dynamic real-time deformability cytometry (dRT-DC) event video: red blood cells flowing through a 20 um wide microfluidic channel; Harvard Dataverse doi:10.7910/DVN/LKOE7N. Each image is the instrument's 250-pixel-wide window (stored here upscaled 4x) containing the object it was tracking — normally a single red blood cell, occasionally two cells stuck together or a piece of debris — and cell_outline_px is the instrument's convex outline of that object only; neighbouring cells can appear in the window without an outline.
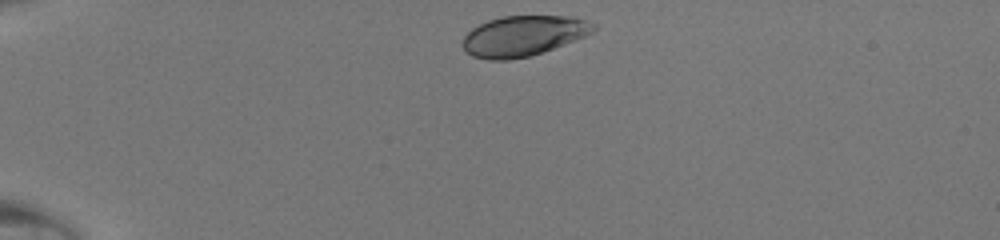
{"species": "human", "species_latin": "Homo sapiens", "temperature_condition": "room temperature", "stored_images_in_passage": 33, "camera_frame_rate_fps": 3000, "um_per_image_px": 0.085, "donor": {"sex": "male"}, "frame": {"image": 1, "passage_image": 1, "time_ms": 0.0, "image_size_px": [1000, 240], "cell_outline_px": [[596, 28], [592, 32], [576, 40], [528, 56], [508, 60], [488, 60], [472, 56], [460, 44], [464, 36], [472, 28], [488, 20], [504, 16], [568, 16], [588, 20], [596, 24]], "centroid_in_image_um": [44.46, 3.04], "position_along_channel_um": 40.5, "area_um2": 30.63}}
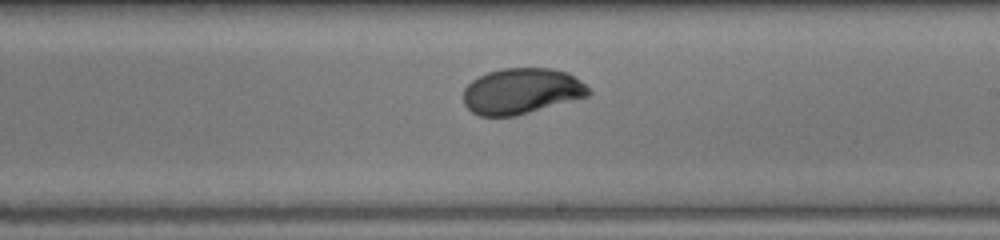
{"frame": {"image": 2, "passage_image": 19, "time_ms": 6.0, "image_size_px": [1000, 240], "cell_outline_px": [[592, 92], [588, 96], [516, 116], [480, 116], [472, 112], [464, 104], [464, 88], [472, 80], [488, 72], [504, 68], [552, 68], [568, 72], [580, 80]], "centroid_in_image_um": [44.33, 7.74], "position_along_channel_um": 244.7, "area_um2": 33.41}}
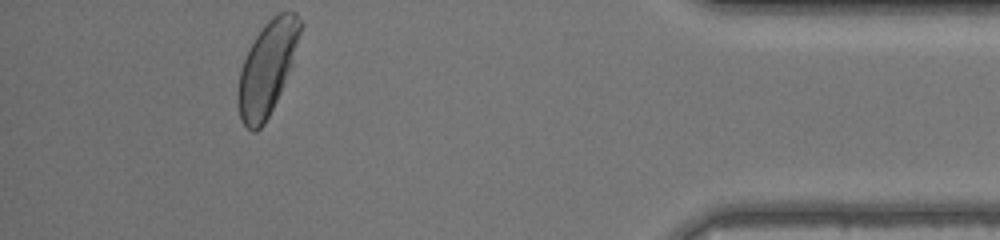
{"frame": {"image": 3, "passage_image": 33, "time_ms": 10.667, "image_size_px": [1000, 240], "cell_outline_px": [[304, 24], [292, 64], [280, 92], [264, 124], [256, 132], [252, 132], [240, 120], [236, 100], [236, 92], [240, 68], [248, 48], [264, 24], [272, 16], [280, 12], [296, 12]], "centroid_in_image_um": [22.69, 5.77], "position_along_channel_um": 412.5, "area_um2": 34.16}}